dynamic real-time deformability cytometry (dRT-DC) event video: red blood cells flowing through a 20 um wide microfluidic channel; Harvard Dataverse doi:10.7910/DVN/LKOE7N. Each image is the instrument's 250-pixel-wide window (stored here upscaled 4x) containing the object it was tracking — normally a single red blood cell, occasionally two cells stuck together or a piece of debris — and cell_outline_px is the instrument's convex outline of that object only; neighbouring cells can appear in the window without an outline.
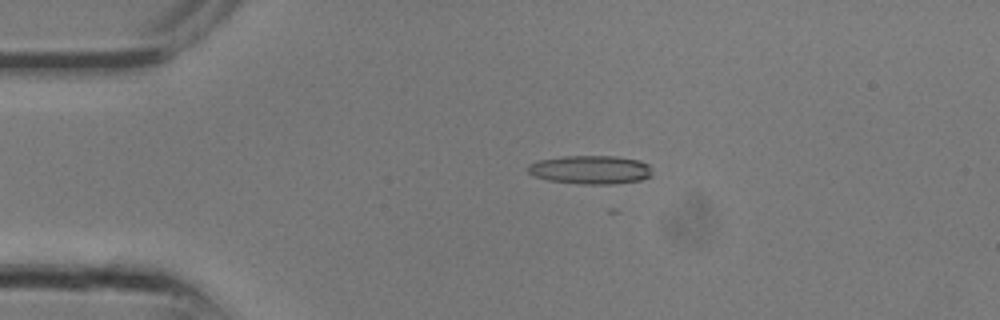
{"species": "common noctule bat (a hibernating species)", "species_latin": "Nyctalus noctula", "temperature_condition": "room temperature", "stored_images_in_passage": 27, "camera_frame_rate_fps": 3000, "um_per_image_px": 0.085, "animal": {"sex": "male", "body_mass_g": 13.3}, "frame": {"image": 1, "passage_image": 5, "time_ms": 1.333, "image_size_px": [1000, 320], "cell_outline_px": [[652, 176], [640, 180], [612, 184], [580, 184], [548, 180], [532, 176], [528, 172], [528, 164], [536, 160], [560, 156], [616, 156], [640, 160], [648, 164]], "centroid_in_image_um": [50.15, 14.42], "position_along_channel_um": 34.9, "area_um2": 20.92}}
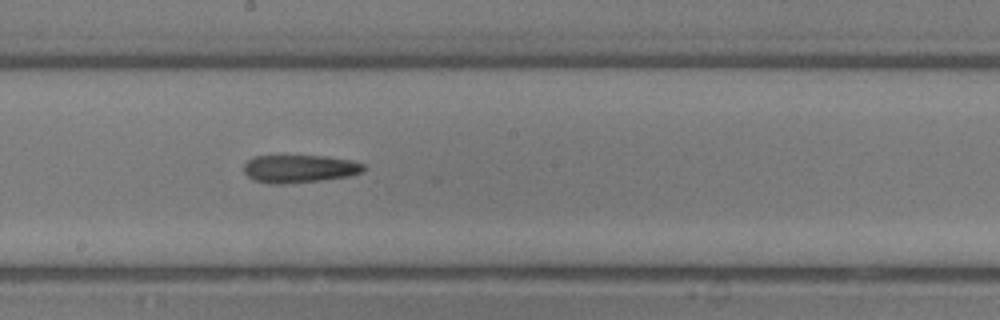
{"frame": {"image": 2, "passage_image": 14, "time_ms": 4.333, "image_size_px": [1000, 320], "cell_outline_px": [[364, 172], [348, 176], [320, 180], [284, 184], [268, 184], [252, 180], [244, 172], [244, 164], [252, 156], [324, 156], [348, 160], [364, 164]], "centroid_in_image_um": [25.4, 14.35], "position_along_channel_um": 222.8, "area_um2": 19.42}}
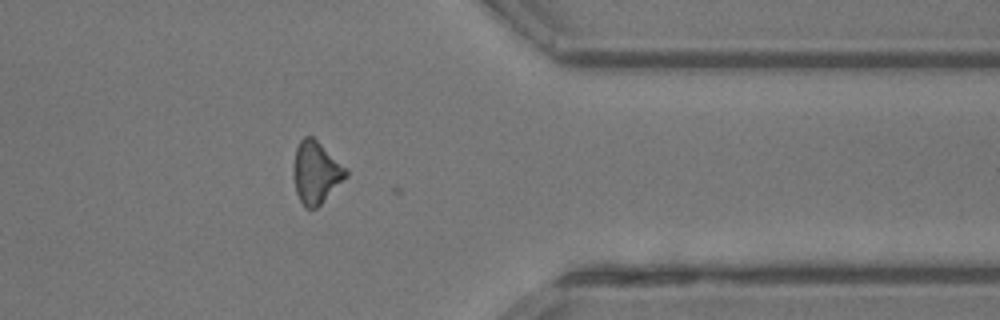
{"frame": {"image": 3, "passage_image": 21, "time_ms": 6.667, "image_size_px": [1000, 320], "cell_outline_px": [[348, 176], [316, 208], [304, 208], [296, 192], [292, 176], [292, 168], [296, 148], [300, 140], [304, 136], [312, 136], [348, 168]], "centroid_in_image_um": [26.85, 14.65], "position_along_channel_um": 384.6, "area_um2": 19.19}}